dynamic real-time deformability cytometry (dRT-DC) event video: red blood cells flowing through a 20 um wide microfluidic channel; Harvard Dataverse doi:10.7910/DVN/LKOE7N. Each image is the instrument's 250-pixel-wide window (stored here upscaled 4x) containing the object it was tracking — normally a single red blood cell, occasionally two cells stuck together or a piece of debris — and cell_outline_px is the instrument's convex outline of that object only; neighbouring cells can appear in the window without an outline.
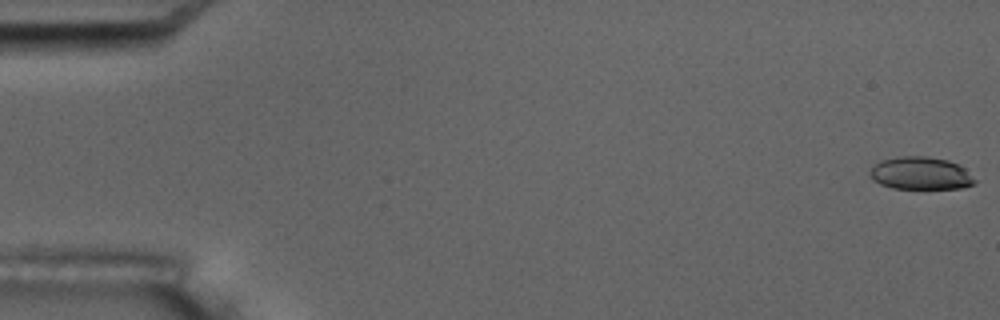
{"species": "common noctule bat (a hibernating species)", "species_latin": "Nyctalus noctula", "temperature_condition": "room temperature", "stored_images_in_passage": 6, "camera_frame_rate_fps": 3000, "um_per_image_px": 0.085, "animal": {"sex": "male", "body_mass_g": 17.5, "forearm_length_mm": 52.3}, "frame": {"image": 1, "passage_image": 1, "time_ms": 0.0, "image_size_px": [1000, 320], "cell_outline_px": [[976, 184], [964, 188], [892, 188], [880, 184], [872, 180], [868, 176], [868, 172], [880, 160], [900, 156], [928, 156], [948, 160], [964, 168], [976, 180]], "centroid_in_image_um": [78.23, 14.73], "position_along_channel_um": 6.8, "area_um2": 20.06}}
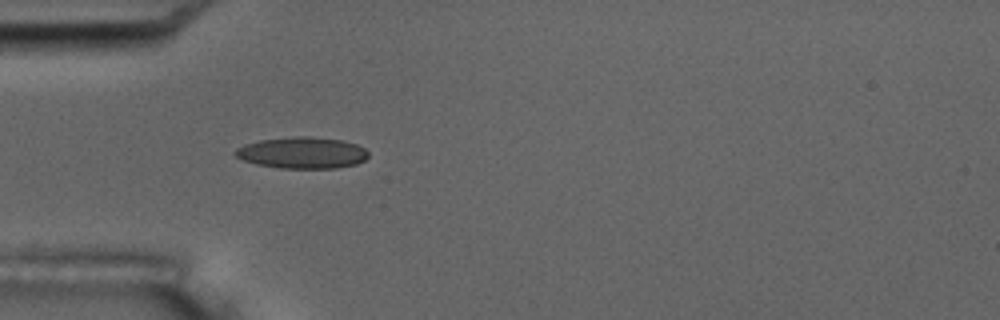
{"frame": {"image": 2, "passage_image": 6, "time_ms": 5.667, "image_size_px": [1000, 320], "cell_outline_px": [[368, 156], [364, 160], [356, 164], [336, 168], [280, 168], [256, 164], [244, 160], [236, 156], [232, 152], [236, 148], [244, 144], [260, 140], [292, 136], [308, 136], [344, 140], [356, 144], [364, 148], [368, 152]], "centroid_in_image_um": [25.68, 12.98], "position_along_channel_um": 59.3, "area_um2": 24.51}}